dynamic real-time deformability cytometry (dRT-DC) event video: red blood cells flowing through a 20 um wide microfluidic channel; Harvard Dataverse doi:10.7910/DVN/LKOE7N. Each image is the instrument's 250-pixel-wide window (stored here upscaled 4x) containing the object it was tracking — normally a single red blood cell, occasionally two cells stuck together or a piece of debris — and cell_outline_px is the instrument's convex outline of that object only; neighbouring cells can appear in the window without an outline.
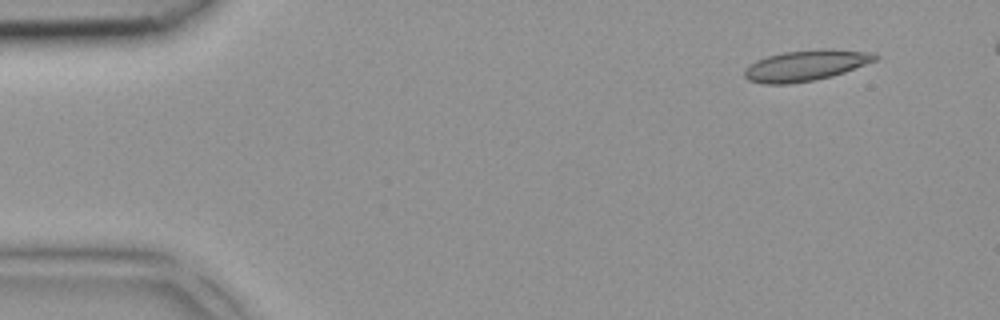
{"species": "common noctule bat (a hibernating species)", "species_latin": "Nyctalus noctula", "temperature_condition": "room temperature", "stored_images_in_passage": 3, "camera_frame_rate_fps": 3000, "um_per_image_px": 0.085, "animal": {"sex": "female", "body_mass_g": 18.4}, "frame": {"image": 1, "passage_image": 1, "time_ms": 0.0, "image_size_px": [1000, 320], "cell_outline_px": [[880, 56], [876, 60], [844, 72], [832, 76], [816, 80], [788, 84], [764, 84], [748, 80], [744, 76], [744, 68], [748, 64], [756, 60], [768, 56], [784, 52], [820, 48], [832, 48], [876, 52]], "centroid_in_image_um": [68.51, 5.55], "position_along_channel_um": 16.5, "area_um2": 23.87}}